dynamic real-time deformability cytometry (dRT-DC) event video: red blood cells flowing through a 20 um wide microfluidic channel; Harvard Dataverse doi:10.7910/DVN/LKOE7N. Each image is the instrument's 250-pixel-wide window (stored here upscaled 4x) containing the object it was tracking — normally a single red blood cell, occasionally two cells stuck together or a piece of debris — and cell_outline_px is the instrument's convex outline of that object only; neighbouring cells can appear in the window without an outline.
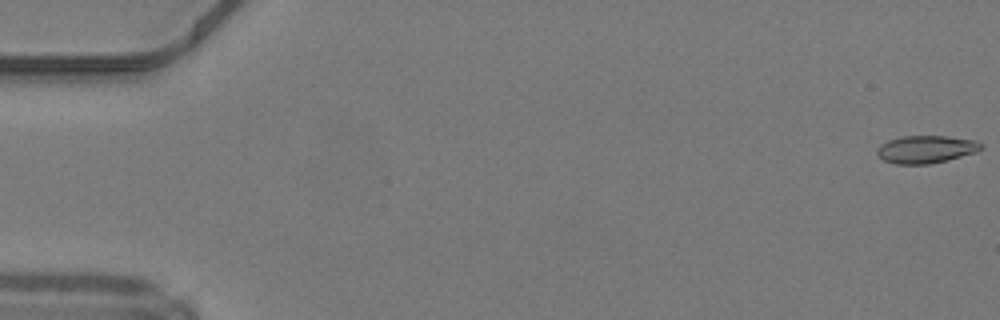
{"species": "common noctule bat (a hibernating species)", "species_latin": "Nyctalus noctula", "temperature_condition": "warm", "stored_images_in_passage": 50, "camera_frame_rate_fps": 3000, "um_per_image_px": 0.085, "animal": {"sex": "male", "body_mass_g": 19.2, "forearm_length_mm": 51.8}, "frame": {"image": 1, "passage_image": 1, "time_ms": 0.0, "image_size_px": [1000, 320], "cell_outline_px": [[984, 148], [976, 152], [948, 160], [928, 164], [896, 164], [884, 160], [876, 152], [876, 148], [880, 144], [888, 140], [904, 136], [948, 136], [976, 140], [984, 144]], "centroid_in_image_um": [78.74, 12.68], "position_along_channel_um": 6.3, "area_um2": 16.88}}
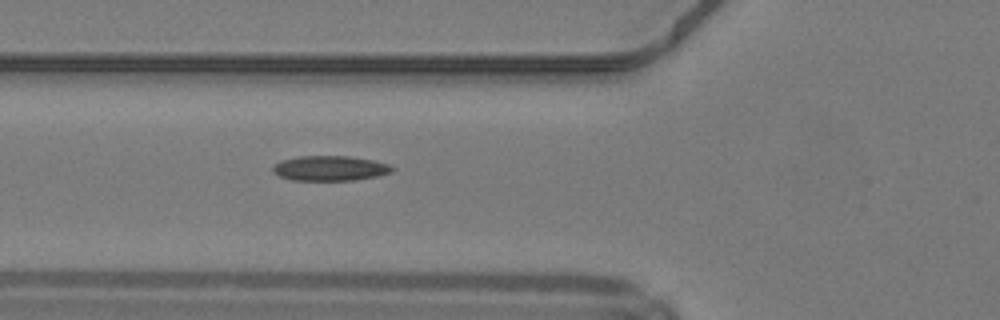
{"frame": {"image": 2, "passage_image": 19, "time_ms": 6.0, "image_size_px": [1000, 320], "cell_outline_px": [[396, 168], [392, 172], [376, 176], [356, 180], [292, 180], [280, 176], [272, 172], [272, 164], [280, 160], [300, 156], [352, 156], [372, 160], [388, 164]], "centroid_in_image_um": [28.02, 14.3], "position_along_channel_um": 97.8, "area_um2": 17.51}}
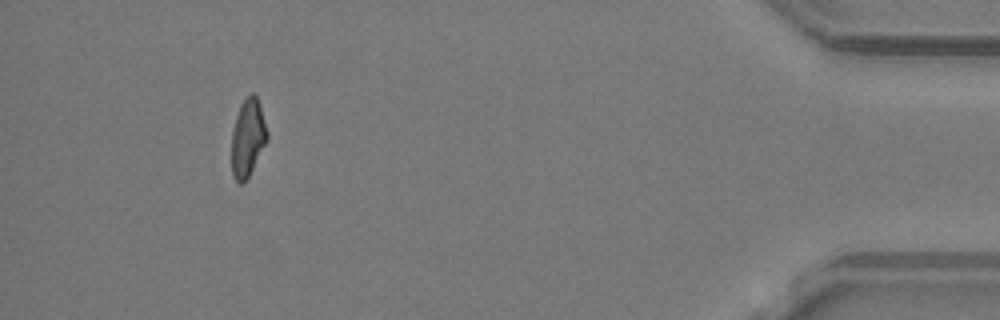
{"frame": {"image": 3, "passage_image": 46, "time_ms": 15.0, "image_size_px": [1000, 320], "cell_outline_px": [[268, 140], [248, 176], [240, 184], [232, 176], [232, 132], [236, 116], [240, 104], [252, 92], [256, 96], [260, 104], [268, 132]], "centroid_in_image_um": [21.07, 11.69], "position_along_channel_um": 414.1, "area_um2": 15.95}, "authors_computed_cell_mechanics": {"area_um2": 16.9932, "velocity_mm_per_s": 4.2507, "shape_relaxation_time_tau1_ms": null, "shape_relaxation_time_tau2_ms": 4.5596, "deformation_change_tau1": null, "deformation_change_tau2": 0.1262}}